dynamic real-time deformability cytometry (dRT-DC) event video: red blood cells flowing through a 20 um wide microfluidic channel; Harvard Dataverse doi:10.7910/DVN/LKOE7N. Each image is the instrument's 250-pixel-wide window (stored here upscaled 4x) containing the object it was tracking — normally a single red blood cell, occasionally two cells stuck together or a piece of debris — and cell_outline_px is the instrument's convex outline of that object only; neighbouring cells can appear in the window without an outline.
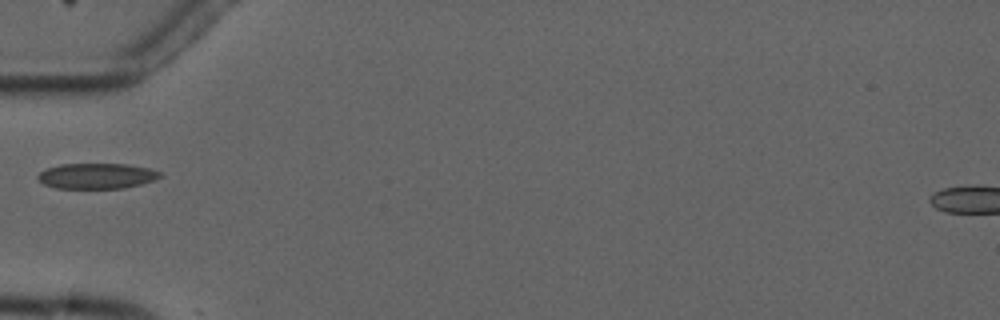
{"species": "common noctule bat (a hibernating species)", "species_latin": "Nyctalus noctula", "temperature_condition": "cold", "stored_images_in_passage": 2, "camera_frame_rate_fps": 3000, "um_per_image_px": 0.085, "animal": {"sex": "male", "forearm_length_mm": 52.5}, "frame": {"image": 1, "passage_image": 1, "time_ms": 0.0, "image_size_px": [1000, 320], "cell_outline_px": [[164, 176], [156, 180], [124, 188], [56, 188], [44, 184], [36, 176], [40, 172], [48, 168], [60, 164], [124, 164], [148, 168], [160, 172]], "centroid_in_image_um": [8.25, 14.96], "position_along_channel_um": 76.8, "area_um2": 18.09}}
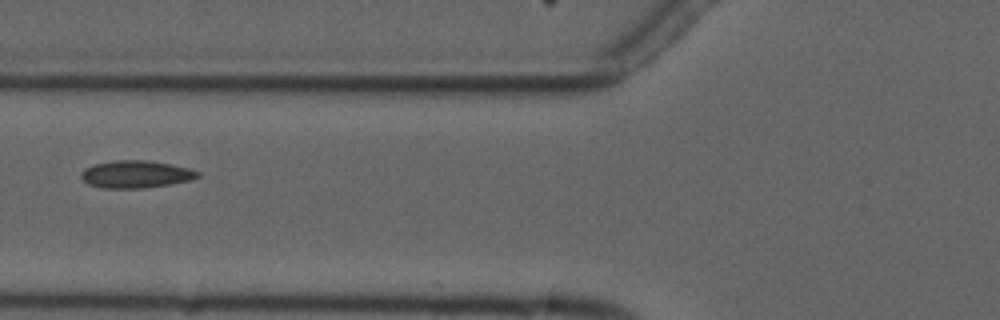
{"frame": {"image": 2, "passage_image": 2, "time_ms": 1.0, "image_size_px": [1000, 320], "cell_outline_px": [[200, 176], [188, 180], [168, 184], [140, 188], [104, 188], [88, 184], [80, 176], [80, 172], [84, 168], [96, 164], [116, 160], [148, 160], [188, 168], [200, 172]], "centroid_in_image_um": [11.51, 14.8], "position_along_channel_um": 114.3, "area_um2": 18.32}}